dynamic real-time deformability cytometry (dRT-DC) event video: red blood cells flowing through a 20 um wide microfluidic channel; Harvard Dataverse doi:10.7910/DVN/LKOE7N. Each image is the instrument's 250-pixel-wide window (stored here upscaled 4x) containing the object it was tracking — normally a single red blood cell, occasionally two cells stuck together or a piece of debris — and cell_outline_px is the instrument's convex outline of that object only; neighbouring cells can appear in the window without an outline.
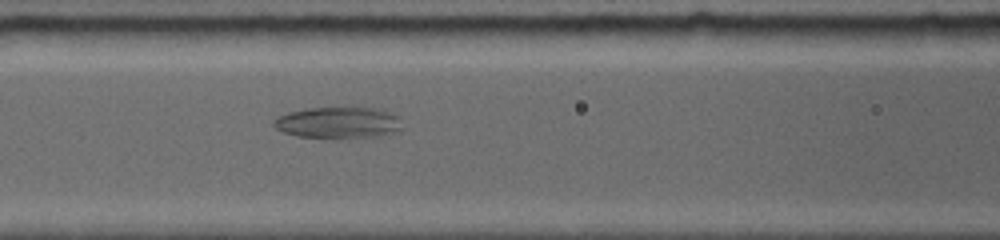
{"species": "common noctule bat (a hibernating species)", "species_latin": "Nyctalus noctula", "temperature_condition": "room temperature", "stored_images_in_passage": 33, "camera_frame_rate_fps": 5000, "um_per_image_px": 0.085, "animal": {"sex": "female", "body_mass_g": 19.0, "forearm_length_mm": 56.7}, "frame": {"image": 1, "passage_image": 8, "time_ms": 3.6, "image_size_px": [1000, 240], "cell_outline_px": [[396, 128], [384, 132], [348, 136], [300, 136], [284, 132], [276, 128], [272, 124], [280, 116], [292, 112], [308, 108], [348, 104], [372, 108], [396, 116]], "centroid_in_image_um": [28.55, 10.32], "position_along_channel_um": 138.0, "area_um2": 21.96}}
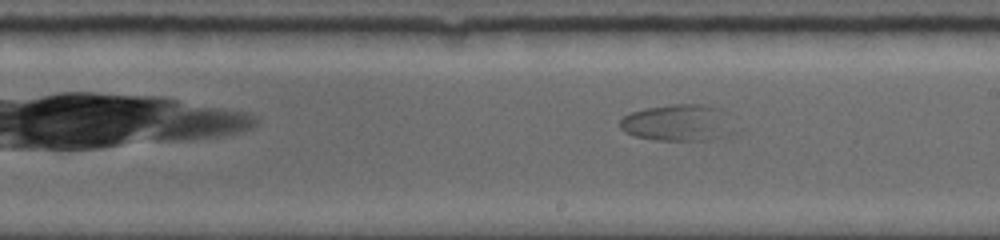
{"frame": {"image": 2, "passage_image": 14, "time_ms": 6.2, "image_size_px": [1000, 240], "cell_outline_px": [[736, 132], [712, 140], [656, 140], [636, 136], [624, 132], [620, 128], [620, 120], [628, 112], [648, 108], [672, 104], [704, 104], [724, 108]], "centroid_in_image_um": [57.67, 10.43], "position_along_channel_um": 231.3, "area_um2": 24.8}}
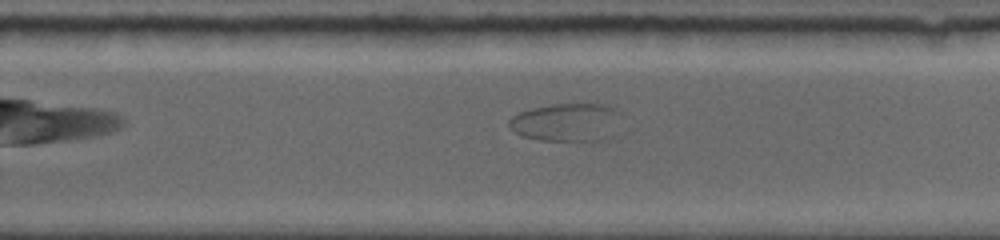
{"frame": {"image": 3, "passage_image": 17, "time_ms": 7.6, "image_size_px": [1000, 240], "cell_outline_px": [[620, 112], [616, 136], [604, 140], [540, 140], [520, 136], [508, 128], [508, 120], [512, 116], [520, 112], [532, 108], [552, 104], [604, 104]], "centroid_in_image_um": [48.16, 10.41], "position_along_channel_um": 281.6, "area_um2": 25.26}}